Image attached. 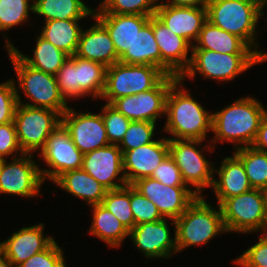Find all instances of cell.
<instances>
[{
    "mask_svg": "<svg viewBox=\"0 0 267 267\" xmlns=\"http://www.w3.org/2000/svg\"><path fill=\"white\" fill-rule=\"evenodd\" d=\"M165 116L164 131L172 135L167 139L205 141L212 131V113L192 98L180 78L168 91Z\"/></svg>",
    "mask_w": 267,
    "mask_h": 267,
    "instance_id": "obj_1",
    "label": "cell"
},
{
    "mask_svg": "<svg viewBox=\"0 0 267 267\" xmlns=\"http://www.w3.org/2000/svg\"><path fill=\"white\" fill-rule=\"evenodd\" d=\"M267 112L260 100L246 96L237 99L220 111L212 113L213 141L233 143L235 150L252 146L260 122Z\"/></svg>",
    "mask_w": 267,
    "mask_h": 267,
    "instance_id": "obj_2",
    "label": "cell"
},
{
    "mask_svg": "<svg viewBox=\"0 0 267 267\" xmlns=\"http://www.w3.org/2000/svg\"><path fill=\"white\" fill-rule=\"evenodd\" d=\"M265 2L263 0H209L207 20L218 28L241 38L264 62L267 52L258 49L257 31ZM260 50V51H258Z\"/></svg>",
    "mask_w": 267,
    "mask_h": 267,
    "instance_id": "obj_3",
    "label": "cell"
},
{
    "mask_svg": "<svg viewBox=\"0 0 267 267\" xmlns=\"http://www.w3.org/2000/svg\"><path fill=\"white\" fill-rule=\"evenodd\" d=\"M217 208H212L204 196H198L179 218L172 219L177 252L193 245H207L209 240L226 232L219 205Z\"/></svg>",
    "mask_w": 267,
    "mask_h": 267,
    "instance_id": "obj_4",
    "label": "cell"
},
{
    "mask_svg": "<svg viewBox=\"0 0 267 267\" xmlns=\"http://www.w3.org/2000/svg\"><path fill=\"white\" fill-rule=\"evenodd\" d=\"M17 75L16 88L18 104L47 108L62 115L69 106L61 96L56 76L39 71L27 65L12 49L6 50ZM19 90L24 92L30 102H22ZM33 103V104H32Z\"/></svg>",
    "mask_w": 267,
    "mask_h": 267,
    "instance_id": "obj_5",
    "label": "cell"
},
{
    "mask_svg": "<svg viewBox=\"0 0 267 267\" xmlns=\"http://www.w3.org/2000/svg\"><path fill=\"white\" fill-rule=\"evenodd\" d=\"M190 53V65L180 77L182 81L185 77L192 80L198 73L205 79L229 82L250 67L264 62L257 54H224L207 49H192Z\"/></svg>",
    "mask_w": 267,
    "mask_h": 267,
    "instance_id": "obj_6",
    "label": "cell"
},
{
    "mask_svg": "<svg viewBox=\"0 0 267 267\" xmlns=\"http://www.w3.org/2000/svg\"><path fill=\"white\" fill-rule=\"evenodd\" d=\"M219 207L226 233H267L264 190L252 188L225 199Z\"/></svg>",
    "mask_w": 267,
    "mask_h": 267,
    "instance_id": "obj_7",
    "label": "cell"
},
{
    "mask_svg": "<svg viewBox=\"0 0 267 267\" xmlns=\"http://www.w3.org/2000/svg\"><path fill=\"white\" fill-rule=\"evenodd\" d=\"M202 143L204 142L200 140L168 139L170 157L180 169L186 185L190 189L194 186L198 196H203L202 190L206 187H212L215 178L213 163L209 162L202 153L205 149L212 152L214 147L208 142L203 146L204 149L200 150Z\"/></svg>",
    "mask_w": 267,
    "mask_h": 267,
    "instance_id": "obj_8",
    "label": "cell"
},
{
    "mask_svg": "<svg viewBox=\"0 0 267 267\" xmlns=\"http://www.w3.org/2000/svg\"><path fill=\"white\" fill-rule=\"evenodd\" d=\"M165 76L155 66L116 62L106 69L105 87L100 99L111 104L118 98L149 91Z\"/></svg>",
    "mask_w": 267,
    "mask_h": 267,
    "instance_id": "obj_9",
    "label": "cell"
},
{
    "mask_svg": "<svg viewBox=\"0 0 267 267\" xmlns=\"http://www.w3.org/2000/svg\"><path fill=\"white\" fill-rule=\"evenodd\" d=\"M13 122L22 151L34 154L61 124V115L51 109L18 104Z\"/></svg>",
    "mask_w": 267,
    "mask_h": 267,
    "instance_id": "obj_10",
    "label": "cell"
},
{
    "mask_svg": "<svg viewBox=\"0 0 267 267\" xmlns=\"http://www.w3.org/2000/svg\"><path fill=\"white\" fill-rule=\"evenodd\" d=\"M40 152L39 157L51 168H40L43 181L54 182L63 173L82 168L84 154L75 146L62 123L50 134Z\"/></svg>",
    "mask_w": 267,
    "mask_h": 267,
    "instance_id": "obj_11",
    "label": "cell"
},
{
    "mask_svg": "<svg viewBox=\"0 0 267 267\" xmlns=\"http://www.w3.org/2000/svg\"><path fill=\"white\" fill-rule=\"evenodd\" d=\"M178 79L166 75L151 90L118 98L110 105L131 121L156 123L158 118L165 115L168 91Z\"/></svg>",
    "mask_w": 267,
    "mask_h": 267,
    "instance_id": "obj_12",
    "label": "cell"
},
{
    "mask_svg": "<svg viewBox=\"0 0 267 267\" xmlns=\"http://www.w3.org/2000/svg\"><path fill=\"white\" fill-rule=\"evenodd\" d=\"M33 154L24 153L20 157L11 156L12 161L1 160L0 194H11L32 198L38 195L44 183L40 167L32 159Z\"/></svg>",
    "mask_w": 267,
    "mask_h": 267,
    "instance_id": "obj_13",
    "label": "cell"
},
{
    "mask_svg": "<svg viewBox=\"0 0 267 267\" xmlns=\"http://www.w3.org/2000/svg\"><path fill=\"white\" fill-rule=\"evenodd\" d=\"M132 186L170 220L179 218L198 197L190 187L165 186L151 177L138 179Z\"/></svg>",
    "mask_w": 267,
    "mask_h": 267,
    "instance_id": "obj_14",
    "label": "cell"
},
{
    "mask_svg": "<svg viewBox=\"0 0 267 267\" xmlns=\"http://www.w3.org/2000/svg\"><path fill=\"white\" fill-rule=\"evenodd\" d=\"M61 123L83 154L110 145L101 113H77L69 107L61 115Z\"/></svg>",
    "mask_w": 267,
    "mask_h": 267,
    "instance_id": "obj_15",
    "label": "cell"
},
{
    "mask_svg": "<svg viewBox=\"0 0 267 267\" xmlns=\"http://www.w3.org/2000/svg\"><path fill=\"white\" fill-rule=\"evenodd\" d=\"M82 169L108 191L127 185L123 155L118 145L110 144L84 154Z\"/></svg>",
    "mask_w": 267,
    "mask_h": 267,
    "instance_id": "obj_16",
    "label": "cell"
},
{
    "mask_svg": "<svg viewBox=\"0 0 267 267\" xmlns=\"http://www.w3.org/2000/svg\"><path fill=\"white\" fill-rule=\"evenodd\" d=\"M166 219L138 224L130 230V240L146 258L169 259L177 253L176 233L171 238Z\"/></svg>",
    "mask_w": 267,
    "mask_h": 267,
    "instance_id": "obj_17",
    "label": "cell"
},
{
    "mask_svg": "<svg viewBox=\"0 0 267 267\" xmlns=\"http://www.w3.org/2000/svg\"><path fill=\"white\" fill-rule=\"evenodd\" d=\"M154 37L161 52V71L165 75L181 77L188 69L192 46L180 36L173 33L155 15L153 16Z\"/></svg>",
    "mask_w": 267,
    "mask_h": 267,
    "instance_id": "obj_18",
    "label": "cell"
},
{
    "mask_svg": "<svg viewBox=\"0 0 267 267\" xmlns=\"http://www.w3.org/2000/svg\"><path fill=\"white\" fill-rule=\"evenodd\" d=\"M44 233V224L23 227L2 241L3 262L6 267H17L31 256L45 250L55 239Z\"/></svg>",
    "mask_w": 267,
    "mask_h": 267,
    "instance_id": "obj_19",
    "label": "cell"
},
{
    "mask_svg": "<svg viewBox=\"0 0 267 267\" xmlns=\"http://www.w3.org/2000/svg\"><path fill=\"white\" fill-rule=\"evenodd\" d=\"M123 172L127 185H132L138 179L150 177L153 171L169 155L167 137L155 140L123 154Z\"/></svg>",
    "mask_w": 267,
    "mask_h": 267,
    "instance_id": "obj_20",
    "label": "cell"
},
{
    "mask_svg": "<svg viewBox=\"0 0 267 267\" xmlns=\"http://www.w3.org/2000/svg\"><path fill=\"white\" fill-rule=\"evenodd\" d=\"M155 16L192 46L207 20V8L170 6L162 0L158 3Z\"/></svg>",
    "mask_w": 267,
    "mask_h": 267,
    "instance_id": "obj_21",
    "label": "cell"
},
{
    "mask_svg": "<svg viewBox=\"0 0 267 267\" xmlns=\"http://www.w3.org/2000/svg\"><path fill=\"white\" fill-rule=\"evenodd\" d=\"M92 18L96 23L90 28L82 29L75 55L109 67L119 62L114 43L108 30L97 19Z\"/></svg>",
    "mask_w": 267,
    "mask_h": 267,
    "instance_id": "obj_22",
    "label": "cell"
},
{
    "mask_svg": "<svg viewBox=\"0 0 267 267\" xmlns=\"http://www.w3.org/2000/svg\"><path fill=\"white\" fill-rule=\"evenodd\" d=\"M93 17L108 30L119 59L150 19V16L131 14H93Z\"/></svg>",
    "mask_w": 267,
    "mask_h": 267,
    "instance_id": "obj_23",
    "label": "cell"
},
{
    "mask_svg": "<svg viewBox=\"0 0 267 267\" xmlns=\"http://www.w3.org/2000/svg\"><path fill=\"white\" fill-rule=\"evenodd\" d=\"M214 172L219 176L214 178L212 189L217 197V205L232 196L241 195L252 189L241 160L233 153V157H225Z\"/></svg>",
    "mask_w": 267,
    "mask_h": 267,
    "instance_id": "obj_24",
    "label": "cell"
},
{
    "mask_svg": "<svg viewBox=\"0 0 267 267\" xmlns=\"http://www.w3.org/2000/svg\"><path fill=\"white\" fill-rule=\"evenodd\" d=\"M53 183L90 206L101 204L108 191L82 168L63 173Z\"/></svg>",
    "mask_w": 267,
    "mask_h": 267,
    "instance_id": "obj_25",
    "label": "cell"
},
{
    "mask_svg": "<svg viewBox=\"0 0 267 267\" xmlns=\"http://www.w3.org/2000/svg\"><path fill=\"white\" fill-rule=\"evenodd\" d=\"M192 49H207L228 54H256L241 38L206 20Z\"/></svg>",
    "mask_w": 267,
    "mask_h": 267,
    "instance_id": "obj_26",
    "label": "cell"
},
{
    "mask_svg": "<svg viewBox=\"0 0 267 267\" xmlns=\"http://www.w3.org/2000/svg\"><path fill=\"white\" fill-rule=\"evenodd\" d=\"M5 47L6 50L12 49L14 52L30 67L56 75L58 70L70 57L68 54L63 52L54 46L51 42L44 39L41 35L36 37V46L33 50V57L21 53L14 44L7 39L5 35Z\"/></svg>",
    "mask_w": 267,
    "mask_h": 267,
    "instance_id": "obj_27",
    "label": "cell"
},
{
    "mask_svg": "<svg viewBox=\"0 0 267 267\" xmlns=\"http://www.w3.org/2000/svg\"><path fill=\"white\" fill-rule=\"evenodd\" d=\"M119 62L124 64L150 65L161 70V52L154 37L153 16L137 32L131 48H127Z\"/></svg>",
    "mask_w": 267,
    "mask_h": 267,
    "instance_id": "obj_28",
    "label": "cell"
},
{
    "mask_svg": "<svg viewBox=\"0 0 267 267\" xmlns=\"http://www.w3.org/2000/svg\"><path fill=\"white\" fill-rule=\"evenodd\" d=\"M82 19L45 21L41 36L69 56L76 54L82 27L78 22Z\"/></svg>",
    "mask_w": 267,
    "mask_h": 267,
    "instance_id": "obj_29",
    "label": "cell"
},
{
    "mask_svg": "<svg viewBox=\"0 0 267 267\" xmlns=\"http://www.w3.org/2000/svg\"><path fill=\"white\" fill-rule=\"evenodd\" d=\"M92 225L89 233L100 238L111 248H118L129 236V230L101 204L92 205Z\"/></svg>",
    "mask_w": 267,
    "mask_h": 267,
    "instance_id": "obj_30",
    "label": "cell"
},
{
    "mask_svg": "<svg viewBox=\"0 0 267 267\" xmlns=\"http://www.w3.org/2000/svg\"><path fill=\"white\" fill-rule=\"evenodd\" d=\"M34 14L50 20L84 19L93 17L94 10L83 0H34Z\"/></svg>",
    "mask_w": 267,
    "mask_h": 267,
    "instance_id": "obj_31",
    "label": "cell"
},
{
    "mask_svg": "<svg viewBox=\"0 0 267 267\" xmlns=\"http://www.w3.org/2000/svg\"><path fill=\"white\" fill-rule=\"evenodd\" d=\"M106 69L107 67L101 63L77 56L79 98L89 95L95 99L101 98L105 87Z\"/></svg>",
    "mask_w": 267,
    "mask_h": 267,
    "instance_id": "obj_32",
    "label": "cell"
},
{
    "mask_svg": "<svg viewBox=\"0 0 267 267\" xmlns=\"http://www.w3.org/2000/svg\"><path fill=\"white\" fill-rule=\"evenodd\" d=\"M234 154L241 160L251 187L267 190V152L248 146L236 149Z\"/></svg>",
    "mask_w": 267,
    "mask_h": 267,
    "instance_id": "obj_33",
    "label": "cell"
},
{
    "mask_svg": "<svg viewBox=\"0 0 267 267\" xmlns=\"http://www.w3.org/2000/svg\"><path fill=\"white\" fill-rule=\"evenodd\" d=\"M130 231L134 217L130 205V185L107 191L101 203Z\"/></svg>",
    "mask_w": 267,
    "mask_h": 267,
    "instance_id": "obj_34",
    "label": "cell"
},
{
    "mask_svg": "<svg viewBox=\"0 0 267 267\" xmlns=\"http://www.w3.org/2000/svg\"><path fill=\"white\" fill-rule=\"evenodd\" d=\"M159 0H105L94 14H131L154 16Z\"/></svg>",
    "mask_w": 267,
    "mask_h": 267,
    "instance_id": "obj_35",
    "label": "cell"
},
{
    "mask_svg": "<svg viewBox=\"0 0 267 267\" xmlns=\"http://www.w3.org/2000/svg\"><path fill=\"white\" fill-rule=\"evenodd\" d=\"M34 0H0V31H7L29 20L34 12Z\"/></svg>",
    "mask_w": 267,
    "mask_h": 267,
    "instance_id": "obj_36",
    "label": "cell"
},
{
    "mask_svg": "<svg viewBox=\"0 0 267 267\" xmlns=\"http://www.w3.org/2000/svg\"><path fill=\"white\" fill-rule=\"evenodd\" d=\"M156 124L148 121H131L124 138L118 145L122 154L125 151L154 142Z\"/></svg>",
    "mask_w": 267,
    "mask_h": 267,
    "instance_id": "obj_37",
    "label": "cell"
},
{
    "mask_svg": "<svg viewBox=\"0 0 267 267\" xmlns=\"http://www.w3.org/2000/svg\"><path fill=\"white\" fill-rule=\"evenodd\" d=\"M100 113L109 143L119 145L126 134L131 120L127 119L123 114L107 103L104 104Z\"/></svg>",
    "mask_w": 267,
    "mask_h": 267,
    "instance_id": "obj_38",
    "label": "cell"
},
{
    "mask_svg": "<svg viewBox=\"0 0 267 267\" xmlns=\"http://www.w3.org/2000/svg\"><path fill=\"white\" fill-rule=\"evenodd\" d=\"M56 76L61 96L68 99L79 98V84L77 83V56L73 55L62 65Z\"/></svg>",
    "mask_w": 267,
    "mask_h": 267,
    "instance_id": "obj_39",
    "label": "cell"
},
{
    "mask_svg": "<svg viewBox=\"0 0 267 267\" xmlns=\"http://www.w3.org/2000/svg\"><path fill=\"white\" fill-rule=\"evenodd\" d=\"M130 205L134 217V226L162 220L164 217L157 206L130 185Z\"/></svg>",
    "mask_w": 267,
    "mask_h": 267,
    "instance_id": "obj_40",
    "label": "cell"
},
{
    "mask_svg": "<svg viewBox=\"0 0 267 267\" xmlns=\"http://www.w3.org/2000/svg\"><path fill=\"white\" fill-rule=\"evenodd\" d=\"M63 249L54 240L45 250L31 256L17 267H66Z\"/></svg>",
    "mask_w": 267,
    "mask_h": 267,
    "instance_id": "obj_41",
    "label": "cell"
},
{
    "mask_svg": "<svg viewBox=\"0 0 267 267\" xmlns=\"http://www.w3.org/2000/svg\"><path fill=\"white\" fill-rule=\"evenodd\" d=\"M233 263L241 267H267V233H261L258 242L235 258Z\"/></svg>",
    "mask_w": 267,
    "mask_h": 267,
    "instance_id": "obj_42",
    "label": "cell"
},
{
    "mask_svg": "<svg viewBox=\"0 0 267 267\" xmlns=\"http://www.w3.org/2000/svg\"><path fill=\"white\" fill-rule=\"evenodd\" d=\"M15 81L0 83V125L13 122L18 105Z\"/></svg>",
    "mask_w": 267,
    "mask_h": 267,
    "instance_id": "obj_43",
    "label": "cell"
},
{
    "mask_svg": "<svg viewBox=\"0 0 267 267\" xmlns=\"http://www.w3.org/2000/svg\"><path fill=\"white\" fill-rule=\"evenodd\" d=\"M150 177L161 182L165 186L188 187L183 180L180 169L170 155L159 164Z\"/></svg>",
    "mask_w": 267,
    "mask_h": 267,
    "instance_id": "obj_44",
    "label": "cell"
},
{
    "mask_svg": "<svg viewBox=\"0 0 267 267\" xmlns=\"http://www.w3.org/2000/svg\"><path fill=\"white\" fill-rule=\"evenodd\" d=\"M14 153L16 157L17 154H24L17 139L15 124L10 122L0 125V160H6Z\"/></svg>",
    "mask_w": 267,
    "mask_h": 267,
    "instance_id": "obj_45",
    "label": "cell"
},
{
    "mask_svg": "<svg viewBox=\"0 0 267 267\" xmlns=\"http://www.w3.org/2000/svg\"><path fill=\"white\" fill-rule=\"evenodd\" d=\"M252 147L258 151L267 152V112L260 122L258 133Z\"/></svg>",
    "mask_w": 267,
    "mask_h": 267,
    "instance_id": "obj_46",
    "label": "cell"
},
{
    "mask_svg": "<svg viewBox=\"0 0 267 267\" xmlns=\"http://www.w3.org/2000/svg\"><path fill=\"white\" fill-rule=\"evenodd\" d=\"M208 2L209 0H170L169 2H165L164 4L178 7L207 8Z\"/></svg>",
    "mask_w": 267,
    "mask_h": 267,
    "instance_id": "obj_47",
    "label": "cell"
},
{
    "mask_svg": "<svg viewBox=\"0 0 267 267\" xmlns=\"http://www.w3.org/2000/svg\"><path fill=\"white\" fill-rule=\"evenodd\" d=\"M0 261H3L2 242H0Z\"/></svg>",
    "mask_w": 267,
    "mask_h": 267,
    "instance_id": "obj_48",
    "label": "cell"
},
{
    "mask_svg": "<svg viewBox=\"0 0 267 267\" xmlns=\"http://www.w3.org/2000/svg\"><path fill=\"white\" fill-rule=\"evenodd\" d=\"M265 195V206H266V215H267V190H264Z\"/></svg>",
    "mask_w": 267,
    "mask_h": 267,
    "instance_id": "obj_49",
    "label": "cell"
},
{
    "mask_svg": "<svg viewBox=\"0 0 267 267\" xmlns=\"http://www.w3.org/2000/svg\"><path fill=\"white\" fill-rule=\"evenodd\" d=\"M0 267H6L3 261H0Z\"/></svg>",
    "mask_w": 267,
    "mask_h": 267,
    "instance_id": "obj_50",
    "label": "cell"
}]
</instances>
